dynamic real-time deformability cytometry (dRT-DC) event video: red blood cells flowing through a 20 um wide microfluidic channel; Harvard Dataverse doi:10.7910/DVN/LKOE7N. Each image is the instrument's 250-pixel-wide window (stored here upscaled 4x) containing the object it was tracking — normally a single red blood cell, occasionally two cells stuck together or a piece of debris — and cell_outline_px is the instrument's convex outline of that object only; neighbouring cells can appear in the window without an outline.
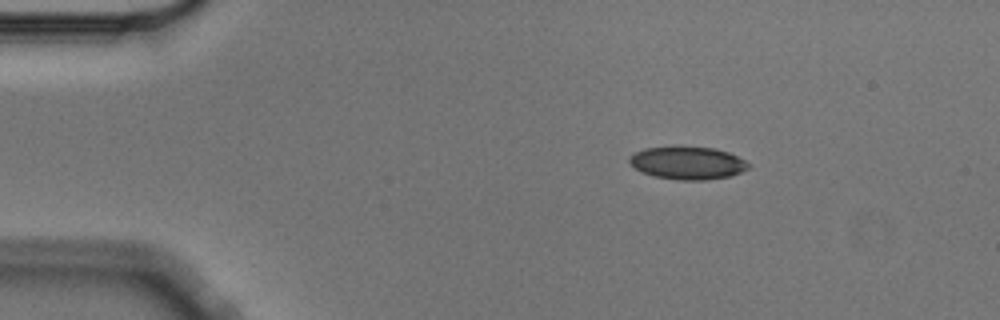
{"species": "Egyptian fruit bat (a non-hibernating species)", "species_latin": "Rousettus aegyptiacus", "temperature_condition": "cold", "stored_images_in_passage": 2, "camera_frame_rate_fps": 3000, "um_per_image_px": 0.085, "animal": {"sex": "male"}, "frame": {"image": 1, "passage_image": 1, "time_ms": 0.0, "image_size_px": [1000, 320], "cell_outline_px": [[748, 168], [740, 172], [728, 176], [708, 180], [676, 180], [652, 176], [640, 172], [628, 160], [628, 156], [644, 148], [716, 148], [728, 152], [744, 160], [748, 164]], "centroid_in_image_um": [58.41, 13.88], "position_along_channel_um": 26.6, "area_um2": 22.31}}